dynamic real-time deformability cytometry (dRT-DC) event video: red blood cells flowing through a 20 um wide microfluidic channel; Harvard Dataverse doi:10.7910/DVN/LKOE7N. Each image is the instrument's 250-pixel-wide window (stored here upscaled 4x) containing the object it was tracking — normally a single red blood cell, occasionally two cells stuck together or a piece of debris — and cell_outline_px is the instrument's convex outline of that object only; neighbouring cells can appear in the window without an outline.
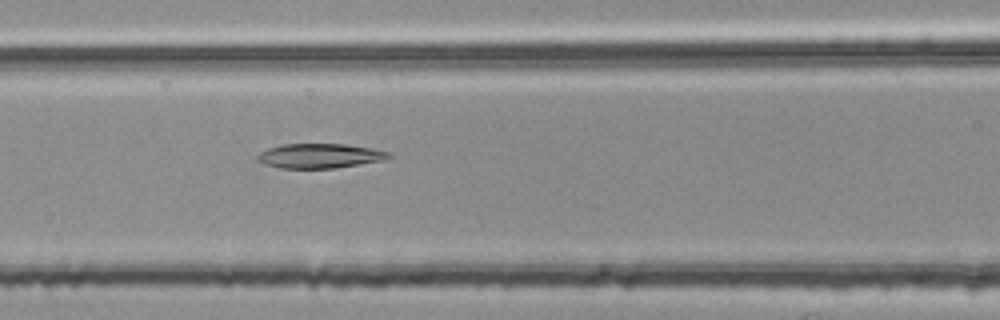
{"species": "common noctule bat (a hibernating species)", "species_latin": "Nyctalus noctula", "temperature_condition": "room temperature", "stored_images_in_passage": 39, "camera_frame_rate_fps": 3000, "um_per_image_px": 0.085, "animal": {"sex": "female", "body_mass_g": 25.1}, "frame": {"image": 1, "passage_image": 8, "time_ms": 2.333, "image_size_px": [1000, 320], "cell_outline_px": [[392, 156], [384, 160], [336, 168], [280, 168], [264, 164], [256, 160], [256, 156], [260, 152], [268, 148], [284, 144], [344, 144], [372, 148], [392, 152]], "centroid_in_image_um": [27.19, 13.25], "position_along_channel_um": 139.4, "area_um2": 18.9}}
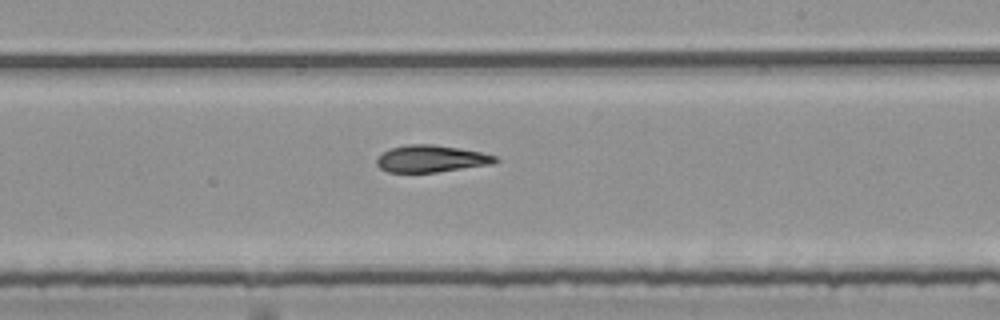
{"frame": {"image": 2, "passage_image": 17, "time_ms": 5.333, "image_size_px": [1000, 320], "cell_outline_px": [[500, 160], [492, 164], [436, 172], [388, 172], [380, 168], [376, 164], [376, 160], [384, 152], [392, 148], [408, 144], [432, 144], [460, 148], [480, 152], [496, 156]], "centroid_in_image_um": [36.66, 13.49], "position_along_channel_um": 252.3, "area_um2": 18.5}}
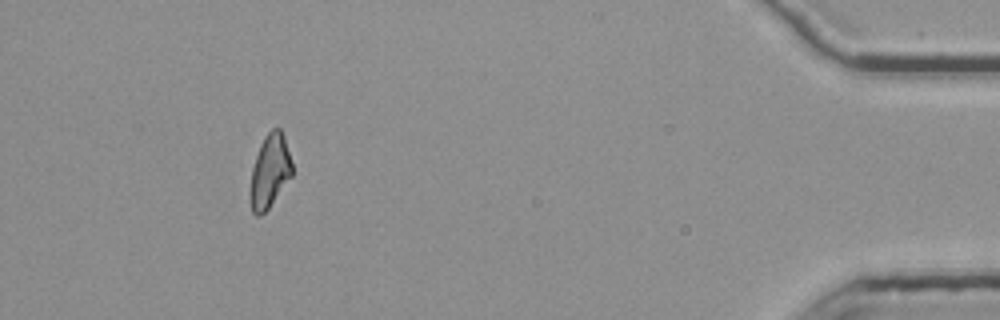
{"frame": {"image": 3, "passage_image": 35, "time_ms": 11.333, "image_size_px": [1000, 320], "cell_outline_px": [[292, 176], [268, 208], [260, 216], [256, 216], [252, 212], [248, 196], [248, 192], [252, 168], [260, 144], [264, 136], [272, 128], [280, 128], [284, 136], [292, 164]], "centroid_in_image_um": [22.9, 14.57], "position_along_channel_um": 412.3, "area_um2": 18.09}, "authors_computed_cell_mechanics": {"area_um2": 18.7272, "velocity_mm_per_s": 3.7807, "shape_relaxation_time_tau1_ms": null, "shape_relaxation_time_tau2_ms": 4.7173, "deformation_change_tau1": null, "deformation_change_tau2": 0.142}}